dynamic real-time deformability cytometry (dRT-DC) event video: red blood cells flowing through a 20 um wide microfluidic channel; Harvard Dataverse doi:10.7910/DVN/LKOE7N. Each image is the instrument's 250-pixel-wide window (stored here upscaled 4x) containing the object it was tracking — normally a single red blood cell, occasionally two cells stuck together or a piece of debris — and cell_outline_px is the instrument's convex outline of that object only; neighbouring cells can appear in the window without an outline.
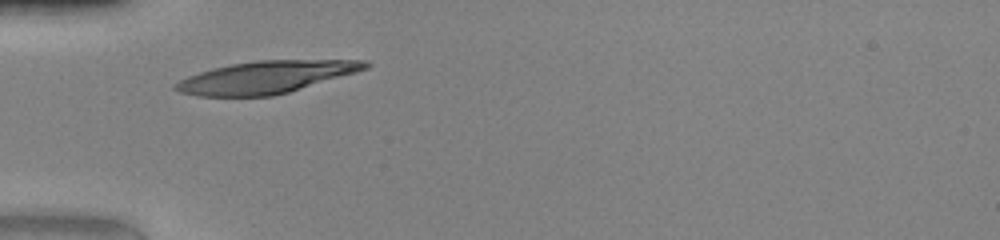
{"species": "human", "species_latin": "Homo sapiens", "temperature_condition": "warm", "stored_images_in_passage": 26, "camera_frame_rate_fps": 3000, "um_per_image_px": 0.085, "donor": {"sex": "female"}, "frame": {"image": 1, "passage_image": 1, "time_ms": 0.0, "image_size_px": [1000, 240], "cell_outline_px": [[372, 64], [368, 68], [356, 72], [288, 92], [272, 96], [196, 96], [180, 92], [172, 88], [172, 84], [188, 76], [212, 68], [232, 64], [256, 60], [368, 60]], "centroid_in_image_um": [22.59, 6.55], "position_along_channel_um": 62.4, "area_um2": 35.55}}
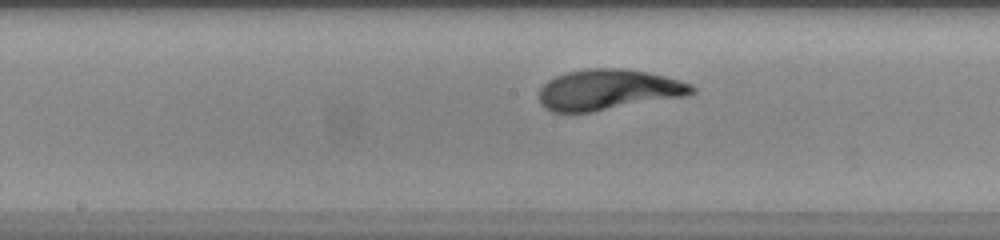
{"frame": {"image": 2, "passage_image": 11, "time_ms": 3.333, "image_size_px": [1000, 240], "cell_outline_px": [[696, 92], [688, 96], [592, 112], [552, 112], [544, 108], [540, 104], [540, 88], [548, 80], [556, 76], [568, 72], [584, 68], [624, 68], [648, 72], [680, 80], [692, 84], [696, 88]], "centroid_in_image_um": [51.74, 7.63], "position_along_channel_um": 196.5, "area_um2": 36.53}}
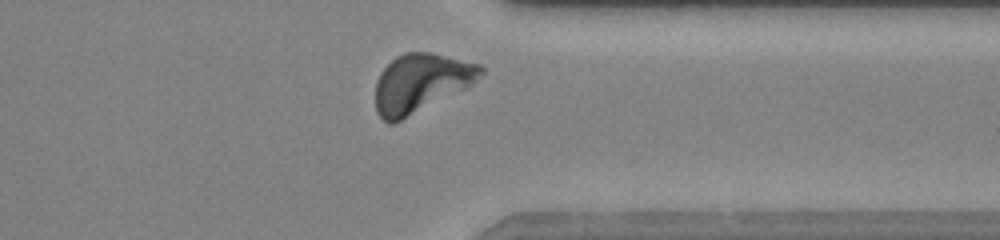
{"frame": {"image": 3, "passage_image": 24, "time_ms": 7.667, "image_size_px": [1000, 240], "cell_outline_px": [[484, 72], [472, 84], [392, 124], [388, 124], [376, 112], [376, 80], [380, 72], [396, 56], [404, 52], [432, 52], [480, 64], [484, 68]], "centroid_in_image_um": [35.75, 7.02], "position_along_channel_um": 375.7, "area_um2": 35.43}, "authors_computed_cell_mechanics": {"area_um2": 35.4892, "velocity_mm_per_s": 4.1674, "shape_relaxation_time_tau1_ms": 2.1753, "shape_relaxation_time_tau2_ms": null, "deformation_change_tau1": 0.187, "deformation_change_tau2": null}}